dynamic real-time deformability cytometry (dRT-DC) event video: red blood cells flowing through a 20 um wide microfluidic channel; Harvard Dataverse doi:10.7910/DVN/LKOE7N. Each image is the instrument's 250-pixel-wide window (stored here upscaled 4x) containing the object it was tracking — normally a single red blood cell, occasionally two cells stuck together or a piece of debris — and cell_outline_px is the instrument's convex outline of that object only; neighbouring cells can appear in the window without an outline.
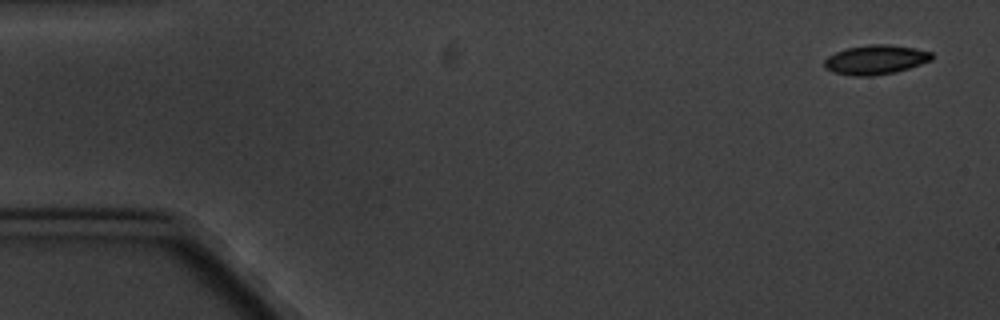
{"species": "common noctule bat (a hibernating species)", "species_latin": "Nyctalus noctula", "temperature_condition": "cold", "stored_images_in_passage": 5, "camera_frame_rate_fps": 3000, "um_per_image_px": 0.085, "animal": {"sex": "male", "body_mass_g": 20.1, "forearm_length_mm": 53.5}, "frame": {"image": 1, "passage_image": 1, "time_ms": 0.0, "image_size_px": [1000, 320], "cell_outline_px": [[932, 60], [896, 72], [872, 76], [852, 76], [832, 72], [824, 64], [824, 60], [828, 56], [836, 52], [848, 48], [868, 44], [888, 44], [912, 48], [932, 52]], "centroid_in_image_um": [74.42, 5.08], "position_along_channel_um": 10.6, "area_um2": 18.26}}
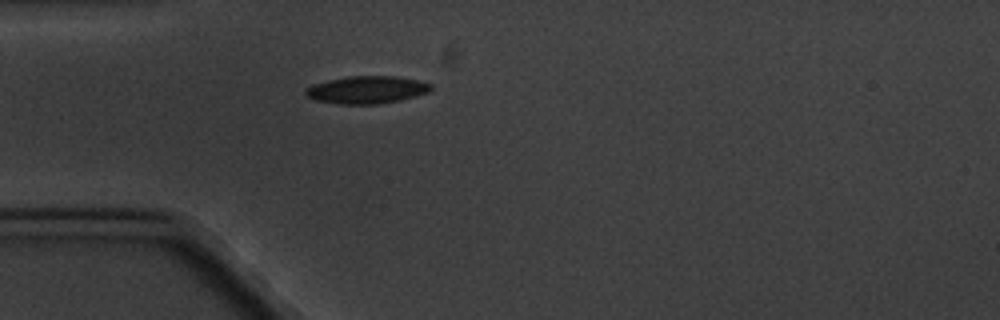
{"frame": {"image": 2, "passage_image": 5, "time_ms": 4.667, "image_size_px": [1000, 320], "cell_outline_px": [[432, 88], [428, 92], [400, 100], [376, 104], [340, 104], [316, 100], [308, 96], [304, 92], [312, 84], [344, 76], [396, 76], [416, 80], [432, 84]], "centroid_in_image_um": [31.17, 7.62], "position_along_channel_um": 53.8, "area_um2": 19.94}}